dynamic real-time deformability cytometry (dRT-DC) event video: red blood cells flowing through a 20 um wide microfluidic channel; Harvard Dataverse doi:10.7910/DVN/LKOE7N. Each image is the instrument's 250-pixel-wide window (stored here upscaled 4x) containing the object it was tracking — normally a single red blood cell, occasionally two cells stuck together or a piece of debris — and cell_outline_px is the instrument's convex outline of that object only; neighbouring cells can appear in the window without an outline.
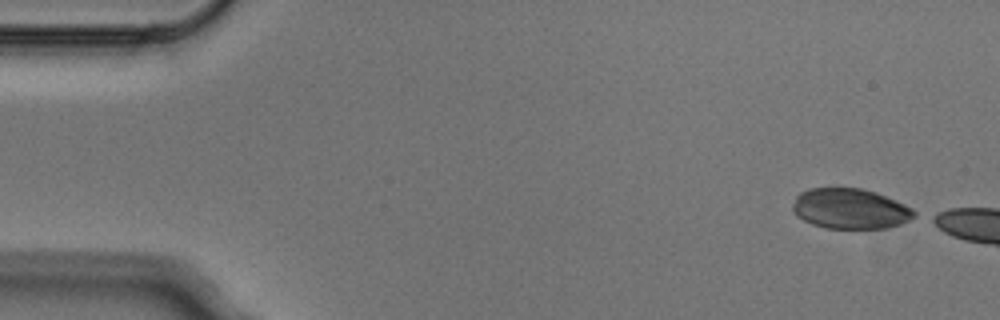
{"species": "Egyptian fruit bat (a non-hibernating species)", "species_latin": "Rousettus aegyptiacus", "temperature_condition": "cold", "stored_images_in_passage": 3, "camera_frame_rate_fps": 3000, "um_per_image_px": 0.085, "animal": {"sex": "male"}, "frame": {"image": 1, "passage_image": 1, "time_ms": 0.0, "image_size_px": [1000, 320], "cell_outline_px": [[916, 216], [900, 224], [888, 228], [824, 228], [812, 224], [796, 216], [792, 212], [792, 204], [796, 196], [800, 192], [812, 188], [860, 188], [876, 192], [896, 200], [912, 208], [916, 212]], "centroid_in_image_um": [72.25, 17.74], "position_along_channel_um": 12.8, "area_um2": 28.67}}